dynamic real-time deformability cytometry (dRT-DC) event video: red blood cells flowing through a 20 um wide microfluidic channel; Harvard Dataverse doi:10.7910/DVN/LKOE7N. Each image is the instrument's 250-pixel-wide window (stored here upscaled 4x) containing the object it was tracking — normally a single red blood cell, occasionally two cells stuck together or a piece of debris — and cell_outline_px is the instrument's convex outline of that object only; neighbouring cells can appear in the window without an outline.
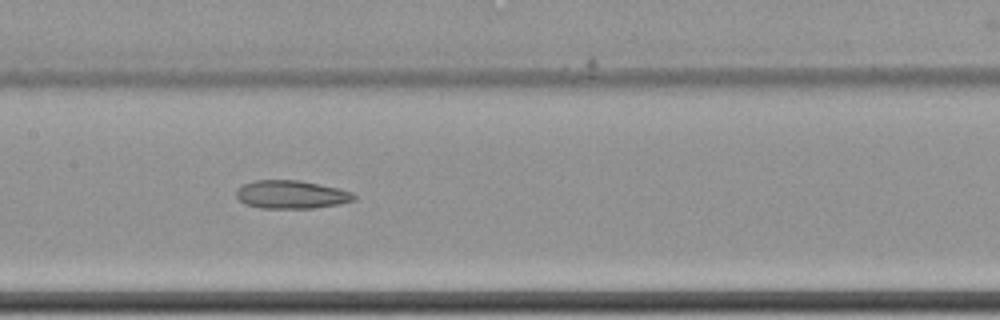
{"species": "common noctule bat (a hibernating species)", "species_latin": "Nyctalus noctula", "temperature_condition": "cold", "stored_images_in_passage": 15, "camera_frame_rate_fps": 3000, "um_per_image_px": 0.085, "animal": {"sex": "female", "body_mass_g": 22.7, "forearm_length_mm": 54.2}, "frame": {"image": 1, "passage_image": 9, "time_ms": 2.667, "image_size_px": [1000, 320], "cell_outline_px": [[356, 200], [340, 204], [312, 208], [260, 208], [244, 204], [236, 196], [236, 188], [244, 184], [256, 180], [300, 180], [340, 188], [352, 192], [356, 196]], "centroid_in_image_um": [24.78, 16.53], "position_along_channel_um": 182.6, "area_um2": 19.54}}
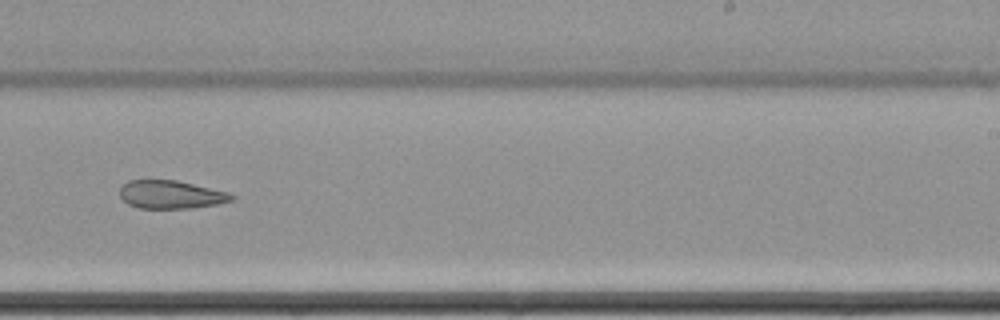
{"frame": {"image": 2, "passage_image": 11, "time_ms": 3.333, "image_size_px": [1000, 320], "cell_outline_px": [[236, 196], [232, 200], [216, 204], [192, 208], [140, 208], [128, 204], [120, 196], [120, 188], [128, 180], [176, 180], [228, 192]], "centroid_in_image_um": [14.52, 16.53], "position_along_channel_um": 274.5, "area_um2": 18.21}}